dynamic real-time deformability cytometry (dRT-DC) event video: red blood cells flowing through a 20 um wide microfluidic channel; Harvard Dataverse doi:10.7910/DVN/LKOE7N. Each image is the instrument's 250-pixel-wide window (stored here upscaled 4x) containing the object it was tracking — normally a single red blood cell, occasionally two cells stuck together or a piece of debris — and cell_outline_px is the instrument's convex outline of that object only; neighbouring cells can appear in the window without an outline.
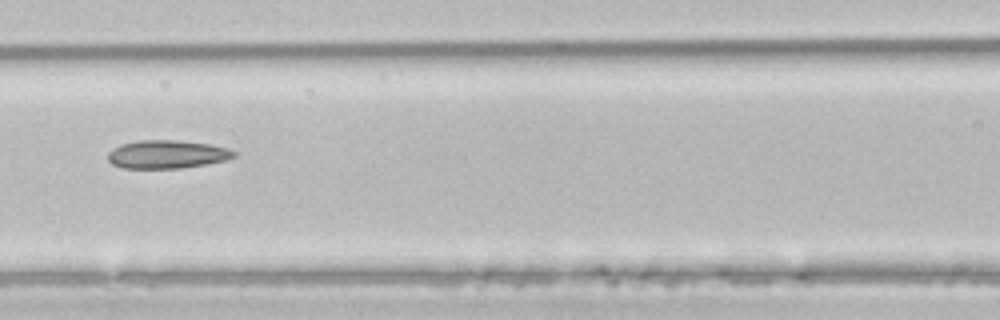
{"species": "common noctule bat (a hibernating species)", "species_latin": "Nyctalus noctula", "temperature_condition": "room temperature", "stored_images_in_passage": 6, "camera_frame_rate_fps": 3000, "um_per_image_px": 0.085, "animal": {"sex": "male", "body_mass_g": 21.5, "forearm_length_mm": 52.0}, "frame": {"image": 1, "passage_image": 6, "time_ms": 1.667, "image_size_px": [1000, 320], "cell_outline_px": [[240, 152], [236, 156], [228, 160], [180, 168], [124, 168], [112, 164], [108, 160], [108, 152], [112, 148], [120, 144], [140, 140], [176, 140], [208, 144], [228, 148]], "centroid_in_image_um": [14.22, 13.11], "position_along_channel_um": 152.4, "area_um2": 20.87}}